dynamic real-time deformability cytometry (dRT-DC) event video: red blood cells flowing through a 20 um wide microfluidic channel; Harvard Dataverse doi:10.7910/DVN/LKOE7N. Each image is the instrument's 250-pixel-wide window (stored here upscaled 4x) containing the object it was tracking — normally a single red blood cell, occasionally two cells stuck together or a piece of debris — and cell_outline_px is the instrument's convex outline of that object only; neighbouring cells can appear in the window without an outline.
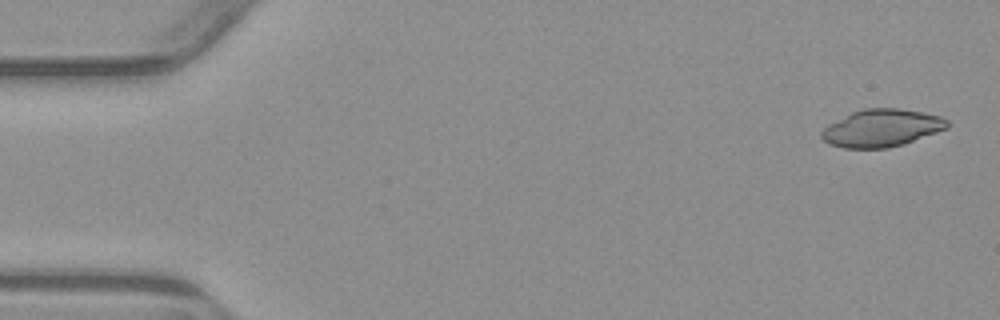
{"species": "common noctule bat (a hibernating species)", "species_latin": "Nyctalus noctula", "temperature_condition": "warm", "stored_images_in_passage": 7, "camera_frame_rate_fps": 3000, "um_per_image_px": 0.085, "animal": {"sex": "male", "body_mass_g": 23.1, "forearm_length_mm": 52.7}, "frame": {"image": 1, "passage_image": 1, "time_ms": 0.0, "image_size_px": [1000, 320], "cell_outline_px": [[948, 128], [904, 144], [888, 148], [844, 148], [828, 144], [820, 136], [820, 132], [828, 124], [852, 112], [864, 108], [900, 108], [940, 116], [948, 120]], "centroid_in_image_um": [74.92, 10.89], "position_along_channel_um": 10.1, "area_um2": 27.46}}
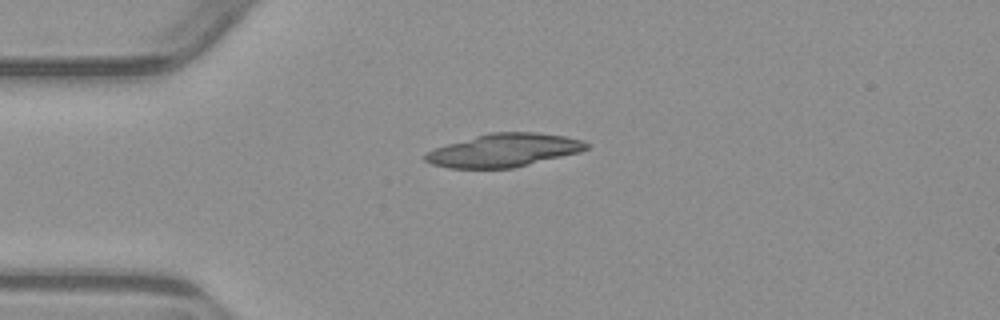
{"frame": {"image": 2, "passage_image": 4, "time_ms": 3.667, "image_size_px": [1000, 320], "cell_outline_px": [[588, 148], [580, 152], [512, 168], [448, 168], [432, 164], [424, 160], [424, 156], [428, 152], [436, 148], [448, 144], [488, 132], [536, 132], [564, 136], [580, 140], [588, 144]], "centroid_in_image_um": [42.82, 12.77], "position_along_channel_um": 42.2, "area_um2": 30.81}}